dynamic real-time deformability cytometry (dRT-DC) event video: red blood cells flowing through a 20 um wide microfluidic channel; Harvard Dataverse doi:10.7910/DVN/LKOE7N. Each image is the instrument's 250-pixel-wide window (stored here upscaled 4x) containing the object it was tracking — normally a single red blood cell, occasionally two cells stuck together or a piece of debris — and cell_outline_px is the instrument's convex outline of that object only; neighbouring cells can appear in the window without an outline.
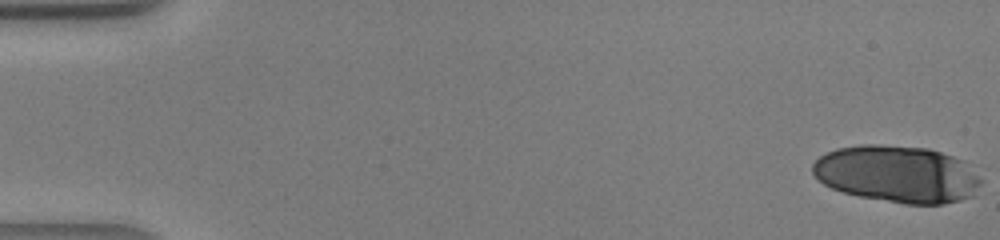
{"species": "human", "species_latin": "Homo sapiens", "temperature_condition": "warm", "stored_images_in_passage": 17, "camera_frame_rate_fps": 3000, "um_per_image_px": 0.085, "donor": {"sex": "male"}, "frame": {"image": 1, "passage_image": 1, "time_ms": 0.0, "image_size_px": [1000, 240], "cell_outline_px": [[980, 184], [976, 196], [944, 204], [904, 204], [860, 196], [844, 192], [832, 188], [824, 184], [812, 172], [812, 164], [820, 156], [836, 148], [860, 144], [880, 144], [928, 148], [964, 160], [980, 180]], "centroid_in_image_um": [76.27, 14.79], "position_along_channel_um": 8.7, "area_um2": 56.07}}